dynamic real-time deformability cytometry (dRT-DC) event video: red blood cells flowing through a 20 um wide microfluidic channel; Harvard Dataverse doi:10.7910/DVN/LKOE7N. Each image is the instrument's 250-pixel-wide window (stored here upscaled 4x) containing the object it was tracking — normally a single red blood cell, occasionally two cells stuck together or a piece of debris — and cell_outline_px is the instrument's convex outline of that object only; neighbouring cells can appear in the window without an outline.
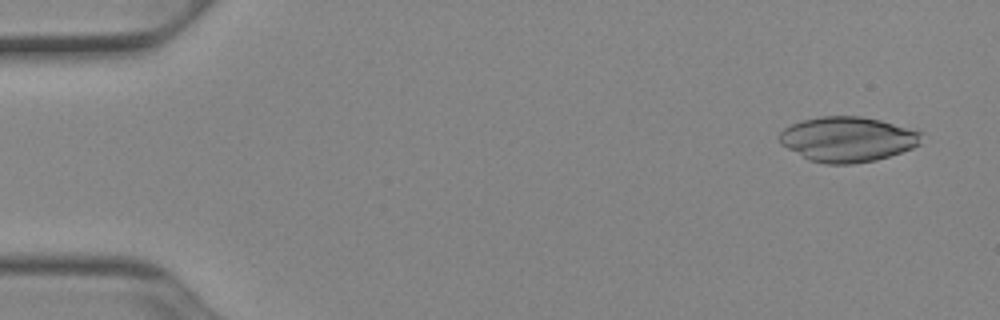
{"species": "Egyptian fruit bat (a non-hibernating species)", "species_latin": "Rousettus aegyptiacus", "temperature_condition": "cold", "stored_images_in_passage": 52, "camera_frame_rate_fps": 3000, "um_per_image_px": 0.085, "animal": {"sex": "female"}, "frame": {"image": 1, "passage_image": 3, "time_ms": 0.667, "image_size_px": [1000, 320], "cell_outline_px": [[924, 132], [920, 144], [912, 148], [876, 160], [852, 164], [824, 164], [808, 160], [780, 144], [780, 132], [784, 128], [792, 124], [804, 120], [820, 116], [860, 116], [880, 120]], "centroid_in_image_um": [72.05, 11.84], "position_along_channel_um": 12.9, "area_um2": 37.34}}